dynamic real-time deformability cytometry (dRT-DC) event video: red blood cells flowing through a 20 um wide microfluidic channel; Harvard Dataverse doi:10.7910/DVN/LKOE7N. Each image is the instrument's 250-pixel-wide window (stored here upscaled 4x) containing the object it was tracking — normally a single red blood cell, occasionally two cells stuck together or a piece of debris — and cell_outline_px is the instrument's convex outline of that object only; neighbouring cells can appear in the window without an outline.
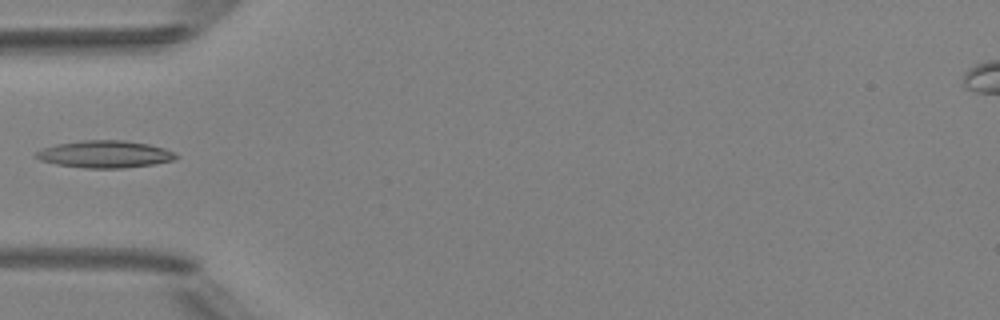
{"species": "Egyptian fruit bat (a non-hibernating species)", "species_latin": "Rousettus aegyptiacus", "temperature_condition": "room temperature", "stored_images_in_passage": 5, "camera_frame_rate_fps": 3000, "um_per_image_px": 0.085, "animal": {"sex": "female"}, "frame": {"image": 1, "passage_image": 5, "time_ms": 5.0, "image_size_px": [1000, 320], "cell_outline_px": [[180, 156], [172, 160], [152, 164], [124, 168], [84, 168], [56, 164], [40, 160], [32, 156], [36, 152], [44, 148], [56, 144], [84, 140], [124, 140], [148, 144], [164, 148]], "centroid_in_image_um": [8.88, 13.11], "position_along_channel_um": 76.1, "area_um2": 22.08}}